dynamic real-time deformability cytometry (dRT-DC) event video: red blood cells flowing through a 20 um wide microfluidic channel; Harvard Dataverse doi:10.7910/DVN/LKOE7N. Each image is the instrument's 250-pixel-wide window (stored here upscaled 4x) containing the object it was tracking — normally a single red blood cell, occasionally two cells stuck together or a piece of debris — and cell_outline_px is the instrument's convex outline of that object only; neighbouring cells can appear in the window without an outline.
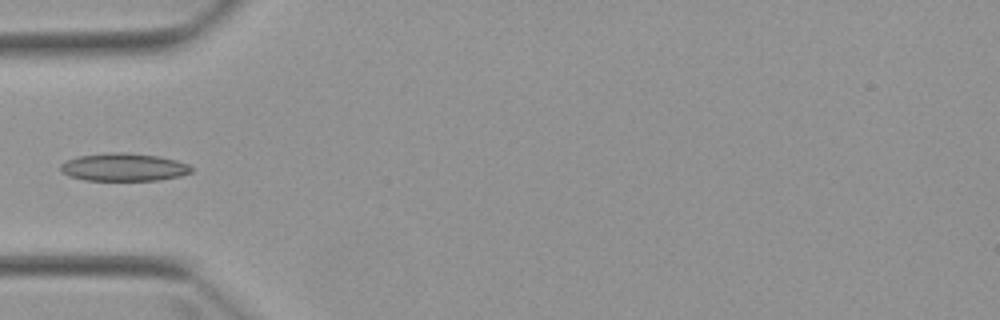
{"species": "Egyptian fruit bat (a non-hibernating species)", "species_latin": "Rousettus aegyptiacus", "temperature_condition": "warm", "stored_images_in_passage": 5, "camera_frame_rate_fps": 3000, "um_per_image_px": 0.085, "animal": {"sex": "female"}, "frame": {"image": 1, "passage_image": 4, "time_ms": 4.0, "image_size_px": [1000, 320], "cell_outline_px": [[192, 172], [180, 176], [160, 180], [84, 180], [68, 176], [60, 172], [60, 164], [64, 160], [76, 156], [116, 152], [120, 152], [160, 156], [176, 160], [188, 164], [192, 168]], "centroid_in_image_um": [10.48, 14.21], "position_along_channel_um": 74.5, "area_um2": 21.39}}
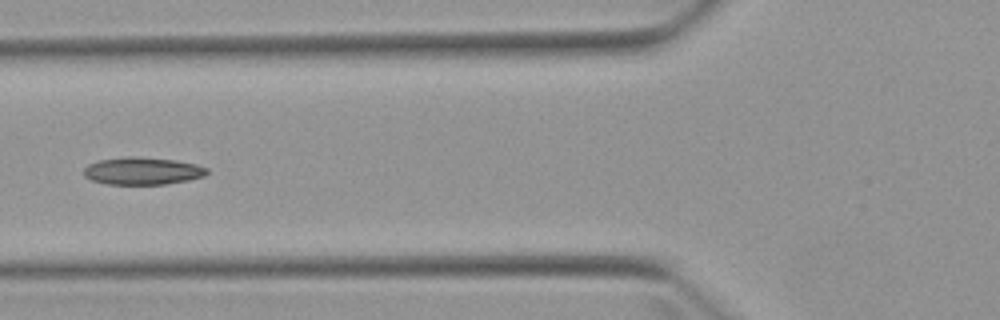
{"frame": {"image": 2, "passage_image": 5, "time_ms": 5.0, "image_size_px": [1000, 320], "cell_outline_px": [[208, 172], [204, 176], [188, 180], [164, 184], [108, 184], [92, 180], [84, 176], [84, 168], [88, 164], [100, 160], [132, 156], [176, 160], [196, 164], [208, 168]], "centroid_in_image_um": [12.12, 14.53], "position_along_channel_um": 113.7, "area_um2": 19.54}}